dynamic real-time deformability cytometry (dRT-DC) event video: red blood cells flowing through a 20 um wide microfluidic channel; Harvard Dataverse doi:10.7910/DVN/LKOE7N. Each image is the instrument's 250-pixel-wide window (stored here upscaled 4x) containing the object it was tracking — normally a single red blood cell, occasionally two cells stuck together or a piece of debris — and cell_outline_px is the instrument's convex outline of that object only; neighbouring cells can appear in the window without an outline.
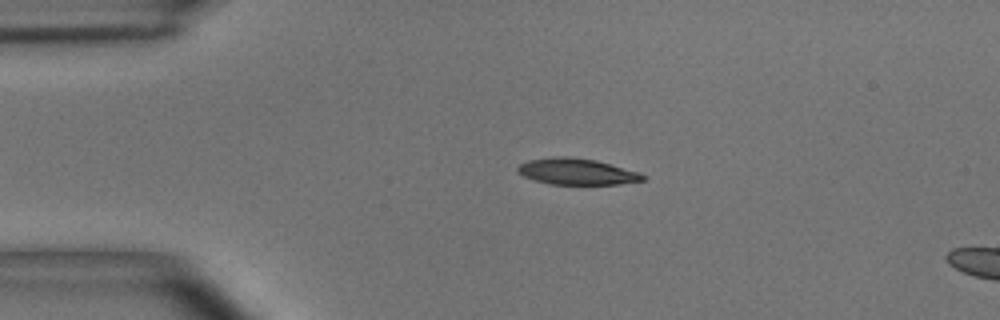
{"species": "common noctule bat (a hibernating species)", "species_latin": "Nyctalus noctula", "temperature_condition": "room temperature", "stored_images_in_passage": 11, "camera_frame_rate_fps": 3000, "um_per_image_px": 0.085, "animal": {"sex": "male", "body_mass_g": 15.6}, "frame": {"image": 1, "passage_image": 7, "time_ms": 2.0, "image_size_px": [1000, 320], "cell_outline_px": [[644, 180], [620, 184], [548, 184], [524, 176], [516, 172], [516, 168], [520, 164], [528, 160], [556, 156], [568, 156], [596, 160], [640, 172], [644, 176]], "centroid_in_image_um": [49.01, 14.58], "position_along_channel_um": 36.0, "area_um2": 19.13}}